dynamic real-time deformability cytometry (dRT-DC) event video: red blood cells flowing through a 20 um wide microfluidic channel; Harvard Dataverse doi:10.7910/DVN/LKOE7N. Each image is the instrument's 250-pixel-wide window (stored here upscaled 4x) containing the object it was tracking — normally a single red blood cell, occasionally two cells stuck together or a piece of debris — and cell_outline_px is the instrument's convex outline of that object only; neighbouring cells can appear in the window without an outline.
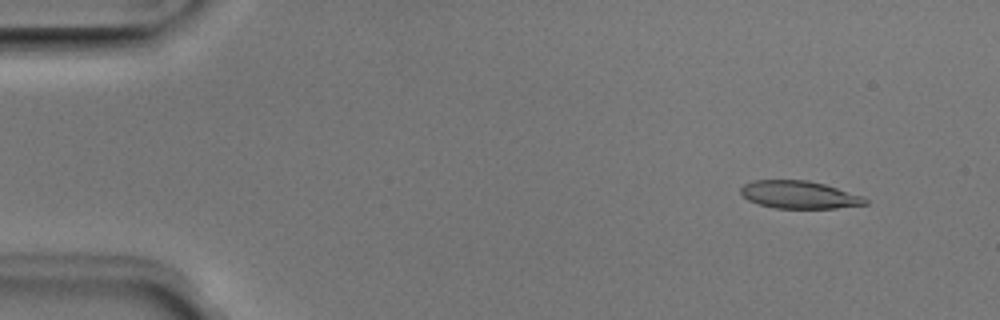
{"species": "Egyptian fruit bat (a non-hibernating species)", "species_latin": "Rousettus aegyptiacus", "temperature_condition": "room temperature", "stored_images_in_passage": 50, "camera_frame_rate_fps": 3000, "um_per_image_px": 0.085, "animal": {"sex": "male"}, "frame": {"image": 1, "passage_image": 5, "time_ms": 1.333, "image_size_px": [1000, 320], "cell_outline_px": [[868, 204], [836, 208], [776, 208], [760, 204], [748, 200], [740, 192], [740, 188], [744, 184], [752, 180], [808, 180], [824, 184], [864, 196], [868, 200]], "centroid_in_image_um": [67.95, 16.55], "position_along_channel_um": 17.1, "area_um2": 20.06}}
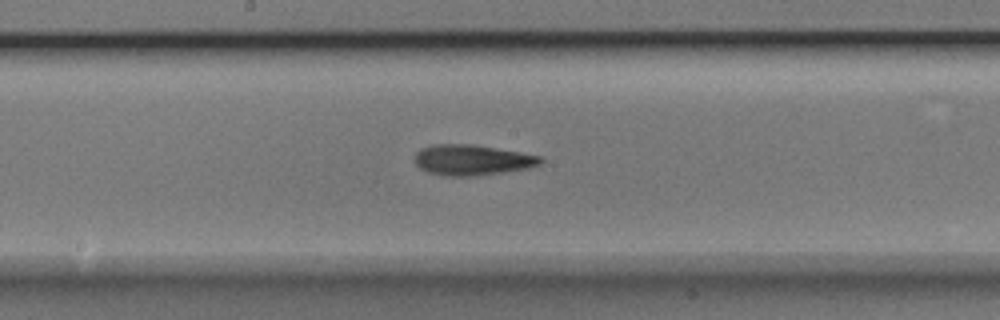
{"frame": {"image": 2, "passage_image": 27, "time_ms": 8.667, "image_size_px": [1000, 320], "cell_outline_px": [[544, 160], [540, 164], [528, 168], [476, 176], [444, 176], [428, 172], [420, 168], [416, 164], [416, 152], [420, 148], [436, 144], [472, 144], [520, 152], [540, 156]], "centroid_in_image_um": [40.12, 13.6], "position_along_channel_um": 208.1, "area_um2": 22.31}}
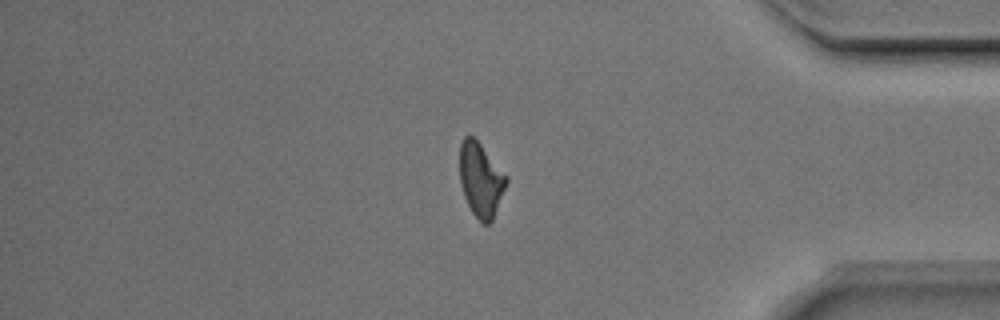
{"frame": {"image": 3, "passage_image": 43, "time_ms": 14.0, "image_size_px": [1000, 320], "cell_outline_px": [[508, 180], [492, 220], [488, 224], [480, 224], [472, 212], [464, 196], [460, 184], [460, 144], [464, 136], [472, 136], [480, 144], [508, 176]], "centroid_in_image_um": [40.86, 15.29], "position_along_channel_um": 394.3, "area_um2": 20.0}, "authors_computed_cell_mechanics": {"area_um2": 20.9814, "velocity_mm_per_s": 3.9893, "shape_relaxation_time_tau1_ms": 4.1214, "shape_relaxation_time_tau2_ms": 3.5125, "deformation_change_tau1": 0.1477, "deformation_change_tau2": 0.136}}